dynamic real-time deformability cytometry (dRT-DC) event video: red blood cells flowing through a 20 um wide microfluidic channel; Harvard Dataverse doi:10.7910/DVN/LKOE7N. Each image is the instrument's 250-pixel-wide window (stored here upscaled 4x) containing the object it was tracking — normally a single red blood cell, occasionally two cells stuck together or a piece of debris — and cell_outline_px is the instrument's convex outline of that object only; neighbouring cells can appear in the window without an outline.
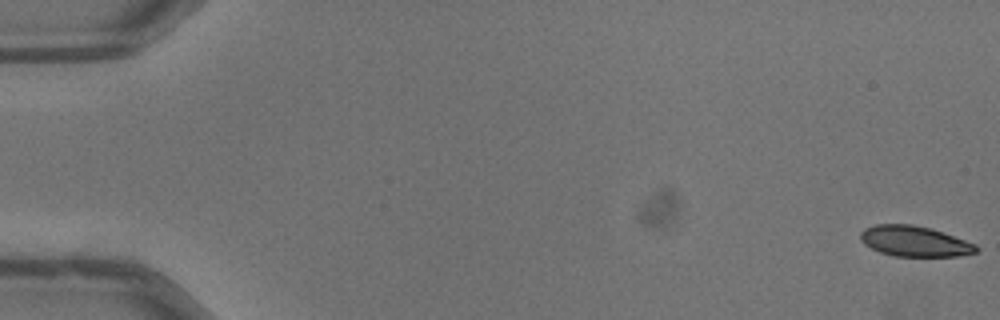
{"species": "common noctule bat (a hibernating species)", "species_latin": "Nyctalus noctula", "temperature_condition": "warm", "stored_images_in_passage": 53, "camera_frame_rate_fps": 3000, "um_per_image_px": 0.085, "animal": {"sex": "male", "body_mass_g": 13.3}, "frame": {"image": 1, "passage_image": 1, "time_ms": 0.0, "image_size_px": [1000, 320], "cell_outline_px": [[980, 248], [976, 252], [956, 256], [892, 256], [880, 252], [864, 244], [860, 240], [860, 232], [864, 228], [876, 224], [912, 224], [932, 228], [976, 244]], "centroid_in_image_um": [77.72, 20.5], "position_along_channel_um": 7.3, "area_um2": 20.69}}
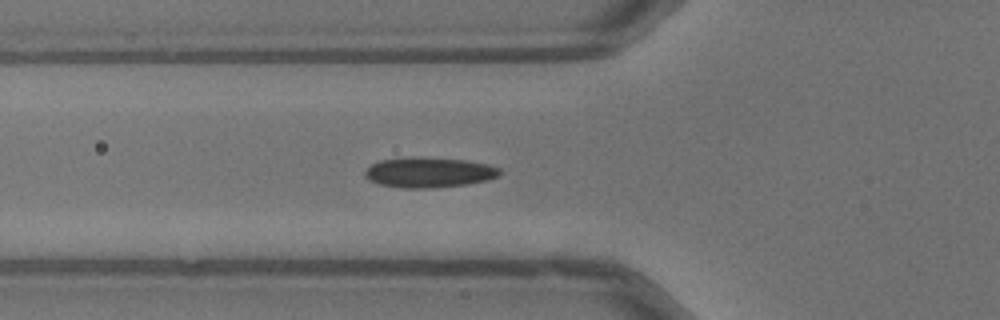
{"frame": {"image": 2, "passage_image": 20, "time_ms": 6.333, "image_size_px": [1000, 320], "cell_outline_px": [[500, 176], [488, 180], [468, 184], [432, 188], [400, 188], [380, 184], [368, 180], [364, 176], [364, 172], [372, 164], [380, 160], [412, 156], [468, 160], [488, 164], [500, 168]], "centroid_in_image_um": [36.47, 14.65], "position_along_channel_um": 89.3, "area_um2": 24.04}}
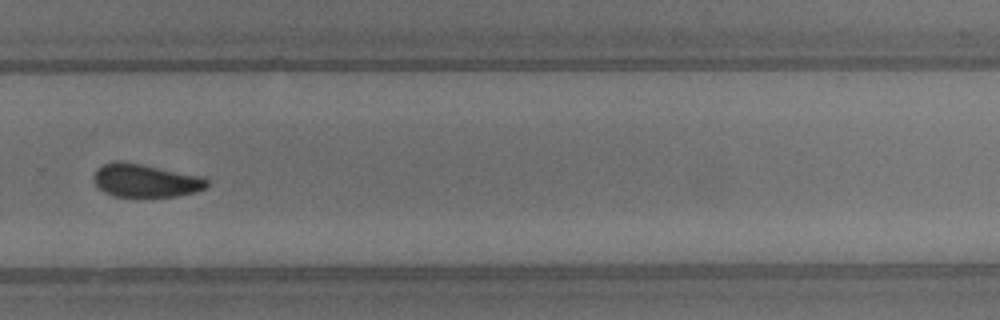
{"frame": {"image": 3, "passage_image": 37, "time_ms": 12.0, "image_size_px": [1000, 320], "cell_outline_px": [[208, 184], [204, 188], [196, 192], [176, 196], [112, 196], [104, 192], [92, 180], [92, 176], [96, 168], [112, 160], [124, 160], [200, 176], [208, 180]], "centroid_in_image_um": [12.3, 15.32], "position_along_channel_um": 317.5, "area_um2": 22.02}, "authors_computed_cell_mechanics": {"area_um2": 22.1952, "velocity_mm_per_s": 4.0299, "shape_relaxation_time_tau1_ms": 5.484, "shape_relaxation_time_tau2_ms": 3.0985, "deformation_change_tau1": 0.1317, "deformation_change_tau2": 0.0771}}